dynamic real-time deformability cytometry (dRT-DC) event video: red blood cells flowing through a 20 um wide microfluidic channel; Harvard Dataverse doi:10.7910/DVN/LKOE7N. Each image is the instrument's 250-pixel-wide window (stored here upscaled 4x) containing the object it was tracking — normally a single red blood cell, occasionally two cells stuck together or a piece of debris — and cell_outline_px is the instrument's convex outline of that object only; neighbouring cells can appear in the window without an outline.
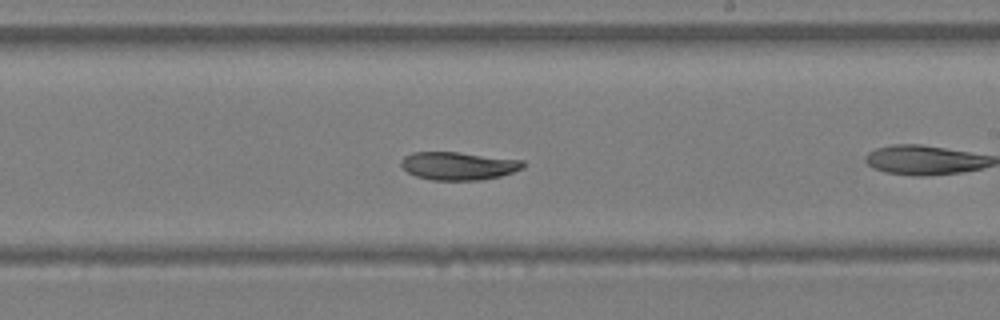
{"species": "Egyptian fruit bat (a non-hibernating species)", "species_latin": "Rousettus aegyptiacus", "temperature_condition": "warm", "stored_images_in_passage": 28, "camera_frame_rate_fps": 3000, "um_per_image_px": 0.085, "animal": {"sex": "female"}, "frame": {"image": 1, "passage_image": 12, "time_ms": 3.667, "image_size_px": [1000, 320], "cell_outline_px": [[524, 168], [500, 176], [480, 180], [432, 180], [416, 176], [408, 172], [400, 164], [400, 160], [404, 156], [412, 152], [460, 152], [524, 160]], "centroid_in_image_um": [38.96, 14.09], "position_along_channel_um": 250.0, "area_um2": 20.0}}
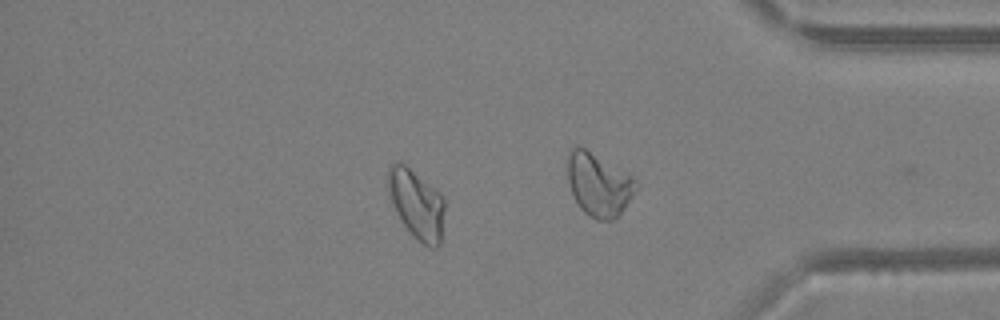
{"frame": {"image": 2, "passage_image": 23, "time_ms": 7.333, "image_size_px": [1000, 320], "cell_outline_px": [[444, 208], [440, 244], [436, 248], [432, 248], [424, 244], [412, 236], [404, 224], [392, 204], [388, 196], [388, 168], [396, 160], [400, 160], [436, 188], [440, 192], [444, 200]], "centroid_in_image_um": [35.4, 17.31], "position_along_channel_um": 399.8, "area_um2": 22.95}}